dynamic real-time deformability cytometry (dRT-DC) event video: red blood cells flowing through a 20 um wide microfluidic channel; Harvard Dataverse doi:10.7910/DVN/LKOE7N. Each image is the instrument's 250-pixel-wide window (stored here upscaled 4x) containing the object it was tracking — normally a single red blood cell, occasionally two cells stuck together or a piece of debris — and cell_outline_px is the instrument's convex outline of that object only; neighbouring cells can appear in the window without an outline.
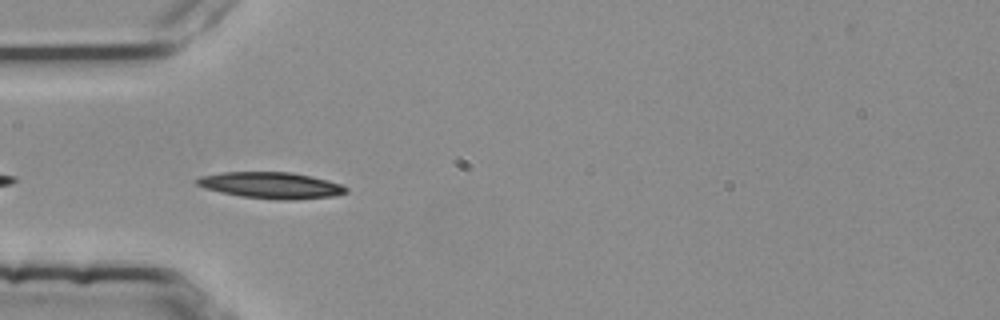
{"species": "common noctule bat (a hibernating species)", "species_latin": "Nyctalus noctula", "temperature_condition": "room temperature", "stored_images_in_passage": 4, "camera_frame_rate_fps": 3000, "um_per_image_px": 0.085, "animal": {"sex": "female", "body_mass_g": 25.1}, "frame": {"image": 1, "passage_image": 4, "time_ms": 1.0, "image_size_px": [1000, 320], "cell_outline_px": [[348, 192], [336, 196], [296, 200], [284, 200], [240, 196], [220, 192], [204, 188], [196, 184], [196, 180], [200, 176], [224, 172], [292, 172], [328, 180], [344, 184], [348, 188]], "centroid_in_image_um": [23.1, 15.75], "position_along_channel_um": 61.9, "area_um2": 23.06}}